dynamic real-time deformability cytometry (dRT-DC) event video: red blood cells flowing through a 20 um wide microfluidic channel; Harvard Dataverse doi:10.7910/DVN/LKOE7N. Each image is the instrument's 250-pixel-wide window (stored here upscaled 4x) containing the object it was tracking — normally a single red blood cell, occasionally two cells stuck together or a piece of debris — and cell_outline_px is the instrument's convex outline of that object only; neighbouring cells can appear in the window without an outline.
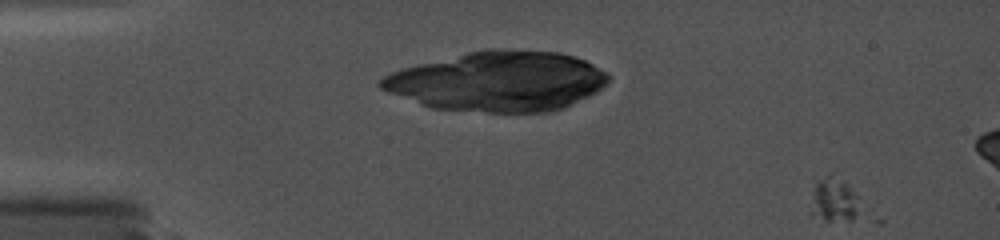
{"species": "common noctule bat (a hibernating species)", "species_latin": "Nyctalus noctula", "temperature_condition": "cold", "stored_images_in_passage": 7, "segment_of_instrument_passage": [1, 2], "camera_frame_rate_fps": 5000, "um_per_image_px": 0.085, "animal": {"sex": "female", "body_mass_g": 19.0, "forearm_length_mm": 56.7}, "frame": {"image": 1, "passage_image": 1, "time_ms": 0.0, "image_size_px": [1000, 240], "cell_outline_px": [[884, 224], [880, 224], [824, 220], [808, 216], [808, 212], [816, 180], [828, 172], [832, 172], [848, 184], [884, 220]], "centroid_in_image_um": [71.4, 17.22], "position_along_channel_um": 13.6, "area_um2": 16.82}}